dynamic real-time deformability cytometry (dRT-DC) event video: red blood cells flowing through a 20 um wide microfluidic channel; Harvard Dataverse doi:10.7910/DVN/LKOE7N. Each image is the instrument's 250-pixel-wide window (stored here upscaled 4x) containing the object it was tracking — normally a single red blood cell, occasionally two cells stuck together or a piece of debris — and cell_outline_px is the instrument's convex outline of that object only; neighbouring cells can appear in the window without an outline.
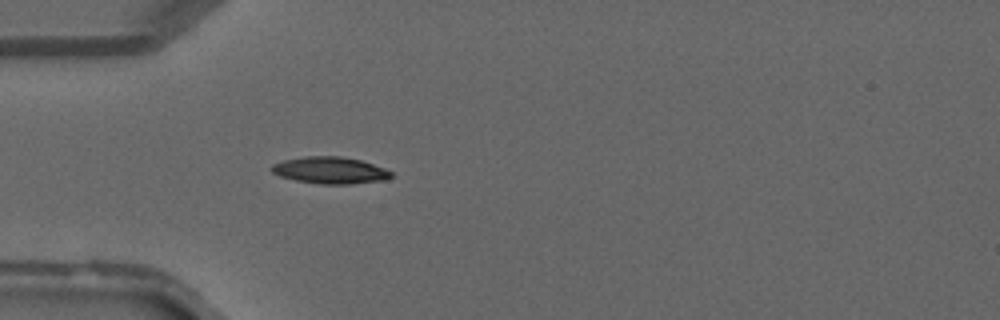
{"species": "common noctule bat (a hibernating species)", "species_latin": "Nyctalus noctula", "temperature_condition": "warm", "stored_images_in_passage": 41, "camera_frame_rate_fps": 3000, "um_per_image_px": 0.085, "animal": {"sex": "male", "forearm_length_mm": 52.5}, "frame": {"image": 1, "passage_image": 12, "time_ms": 3.667, "image_size_px": [1000, 320], "cell_outline_px": [[392, 176], [388, 180], [348, 184], [320, 184], [296, 180], [280, 176], [272, 172], [272, 164], [284, 160], [304, 156], [340, 156], [360, 160], [384, 168], [392, 172]], "centroid_in_image_um": [28.08, 14.48], "position_along_channel_um": 56.9, "area_um2": 18.61}}
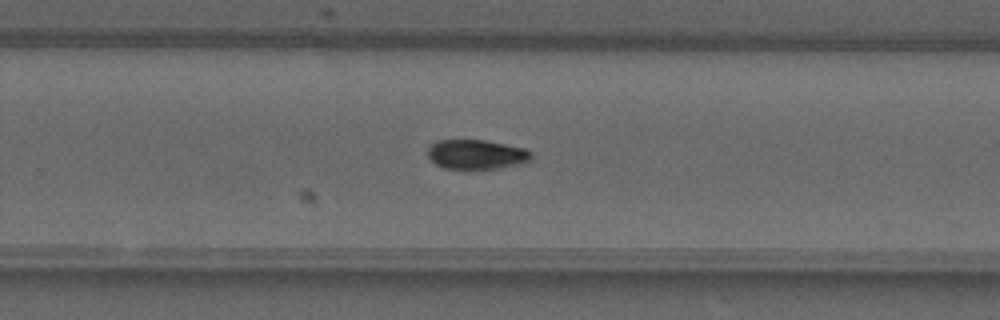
{"frame": {"image": 2, "passage_image": 26, "time_ms": 8.333, "image_size_px": [1000, 320], "cell_outline_px": [[532, 156], [528, 160], [516, 164], [500, 168], [444, 168], [436, 164], [428, 156], [428, 144], [436, 140], [484, 140], [524, 148], [532, 152]], "centroid_in_image_um": [40.44, 13.1], "position_along_channel_um": 289.4, "area_um2": 17.57}}
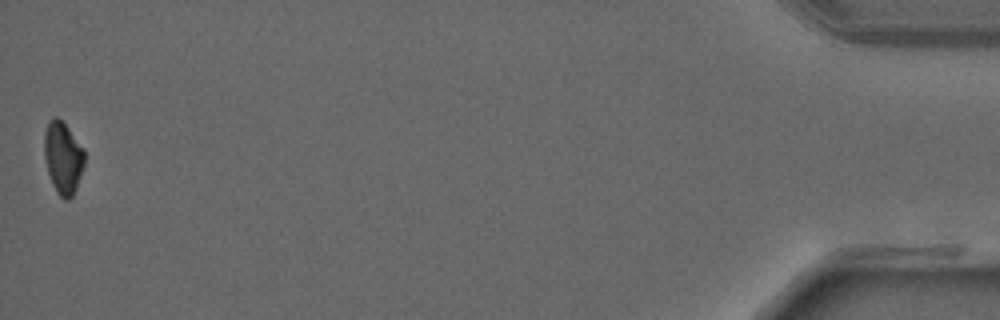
{"frame": {"image": 3, "passage_image": 40, "time_ms": 13.0, "image_size_px": [1000, 320], "cell_outline_px": [[84, 164], [76, 188], [72, 196], [68, 200], [64, 200], [56, 192], [52, 184], [48, 172], [44, 156], [44, 132], [48, 120], [52, 116], [56, 116], [68, 128], [84, 148]], "centroid_in_image_um": [5.34, 13.39], "position_along_channel_um": 429.9, "area_um2": 16.94}}